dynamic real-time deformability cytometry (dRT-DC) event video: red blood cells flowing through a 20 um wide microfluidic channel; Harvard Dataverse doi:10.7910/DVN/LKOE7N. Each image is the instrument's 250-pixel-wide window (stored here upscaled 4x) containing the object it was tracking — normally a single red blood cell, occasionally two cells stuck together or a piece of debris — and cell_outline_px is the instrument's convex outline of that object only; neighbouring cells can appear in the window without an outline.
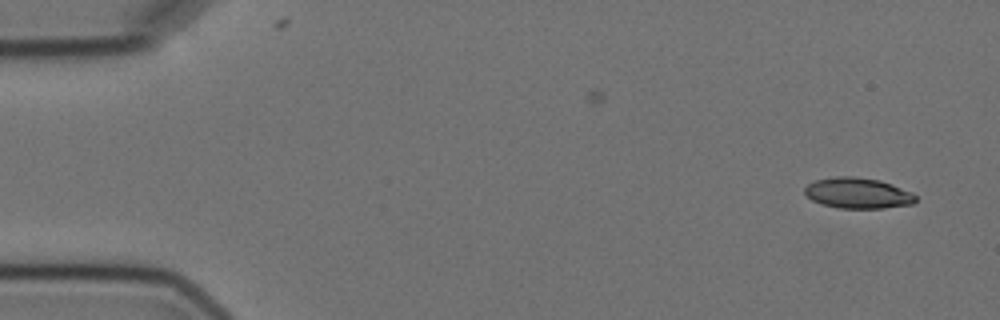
{"species": "Egyptian fruit bat (a non-hibernating species)", "species_latin": "Rousettus aegyptiacus", "temperature_condition": "cold", "stored_images_in_passage": 3, "camera_frame_rate_fps": 3000, "um_per_image_px": 0.085, "animal": {"sex": "female"}, "frame": {"image": 1, "passage_image": 3, "time_ms": 2.333, "image_size_px": [1000, 320], "cell_outline_px": [[916, 200], [912, 204], [884, 208], [836, 208], [820, 204], [812, 200], [804, 192], [804, 188], [808, 184], [816, 180], [836, 176], [852, 176], [880, 180], [892, 184], [912, 192], [916, 196]], "centroid_in_image_um": [72.91, 16.41], "position_along_channel_um": 12.1, "area_um2": 19.94}}